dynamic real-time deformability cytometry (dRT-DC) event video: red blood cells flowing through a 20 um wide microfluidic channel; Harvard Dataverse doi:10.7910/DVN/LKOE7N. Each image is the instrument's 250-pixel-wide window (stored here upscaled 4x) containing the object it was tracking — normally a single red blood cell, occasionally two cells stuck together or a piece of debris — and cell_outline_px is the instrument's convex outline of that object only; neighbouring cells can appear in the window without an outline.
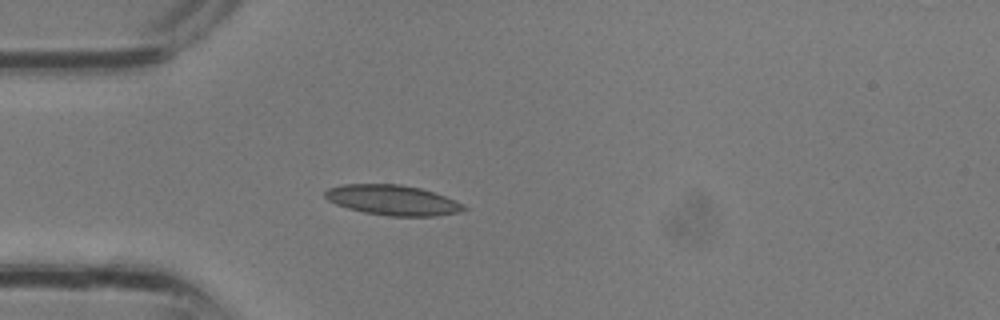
{"species": "common noctule bat (a hibernating species)", "species_latin": "Nyctalus noctula", "temperature_condition": "room temperature", "stored_images_in_passage": 1, "camera_frame_rate_fps": 3000, "um_per_image_px": 0.085, "animal": {"sex": "male", "body_mass_g": 13.3}, "frame": {"image": 1, "passage_image": 1, "time_ms": 0.0, "image_size_px": [1000, 320], "cell_outline_px": [[468, 208], [460, 212], [436, 216], [388, 216], [364, 212], [348, 208], [336, 204], [328, 200], [324, 196], [324, 192], [328, 188], [344, 184], [400, 184], [420, 188], [444, 196], [464, 204]], "centroid_in_image_um": [33.37, 17.01], "position_along_channel_um": 51.6, "area_um2": 24.33}}